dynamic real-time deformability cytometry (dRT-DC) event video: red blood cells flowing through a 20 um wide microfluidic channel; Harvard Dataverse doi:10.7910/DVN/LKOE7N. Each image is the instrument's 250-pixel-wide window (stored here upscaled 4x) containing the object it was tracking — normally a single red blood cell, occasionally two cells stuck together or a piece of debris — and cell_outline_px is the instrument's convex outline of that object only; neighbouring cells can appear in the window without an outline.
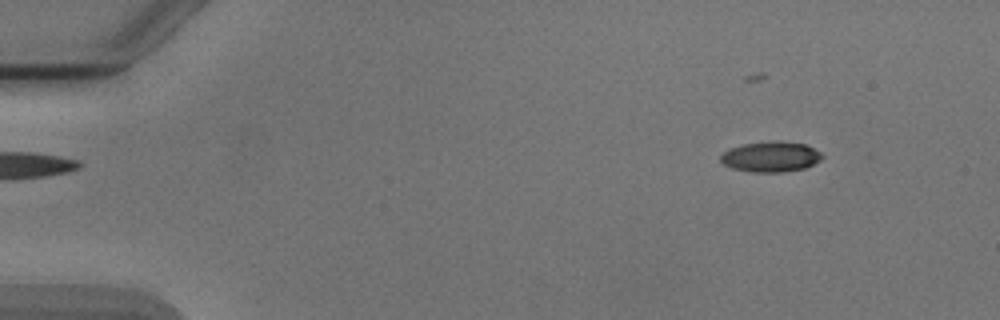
{"species": "Egyptian fruit bat (a non-hibernating species)", "species_latin": "Rousettus aegyptiacus", "temperature_condition": "cold", "stored_images_in_passage": 4, "camera_frame_rate_fps": 3000, "um_per_image_px": 0.085, "animal": {"sex": "male"}, "frame": {"image": 1, "passage_image": 1, "time_ms": 0.0, "image_size_px": [1000, 320], "cell_outline_px": [[824, 156], [820, 160], [804, 168], [784, 172], [752, 172], [732, 168], [724, 164], [720, 160], [720, 156], [724, 152], [732, 148], [744, 144], [804, 144], [820, 152]], "centroid_in_image_um": [65.5, 13.38], "position_along_channel_um": 19.5, "area_um2": 16.94}}
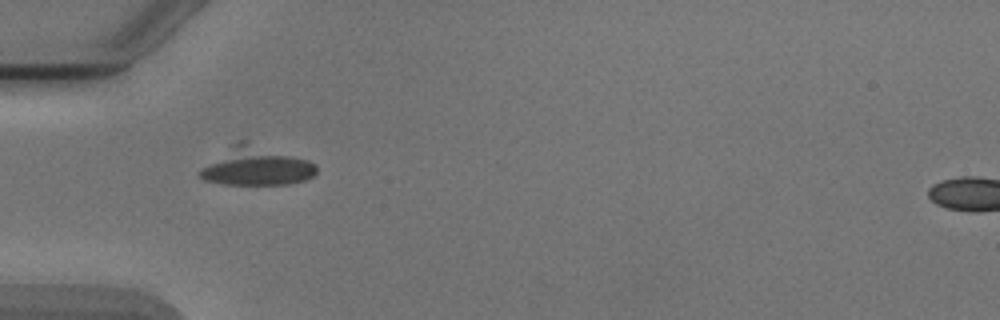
{"frame": {"image": 2, "passage_image": 4, "time_ms": 3.667, "image_size_px": [1000, 320], "cell_outline_px": [[316, 172], [312, 176], [304, 180], [288, 184], [224, 184], [204, 180], [196, 172], [200, 168], [240, 140], [244, 140], [308, 160], [316, 164]], "centroid_in_image_um": [21.77, 14.14], "position_along_channel_um": 63.2, "area_um2": 25.72}}